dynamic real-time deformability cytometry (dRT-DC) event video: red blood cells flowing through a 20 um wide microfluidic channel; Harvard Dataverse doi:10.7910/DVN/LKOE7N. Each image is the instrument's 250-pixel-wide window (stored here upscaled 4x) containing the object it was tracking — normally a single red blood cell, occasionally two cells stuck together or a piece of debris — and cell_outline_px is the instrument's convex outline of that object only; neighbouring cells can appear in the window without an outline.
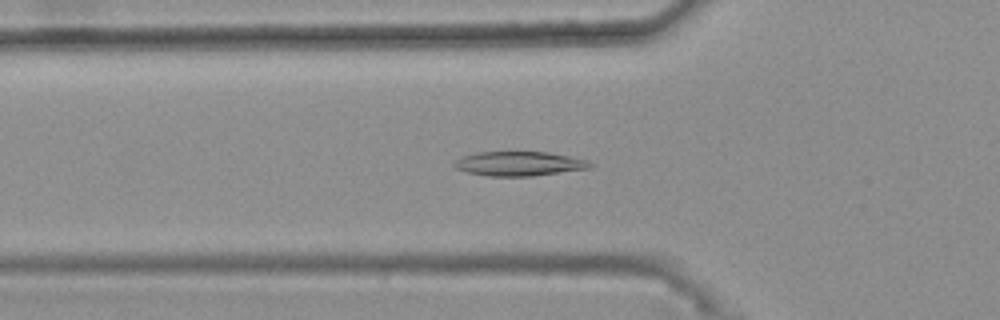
{"species": "common noctule bat (a hibernating species)", "species_latin": "Nyctalus noctula", "temperature_condition": "warm", "stored_images_in_passage": 40, "camera_frame_rate_fps": 3000, "um_per_image_px": 0.085, "animal": {"sex": "female", "body_mass_g": 25.1}, "frame": {"image": 1, "passage_image": 18, "time_ms": 5.667, "image_size_px": [1000, 320], "cell_outline_px": [[596, 164], [592, 168], [532, 176], [488, 176], [468, 172], [456, 168], [452, 164], [456, 160], [464, 156], [476, 152], [548, 152], [588, 160]], "centroid_in_image_um": [44.18, 13.91], "position_along_channel_um": 81.6, "area_um2": 19.31}}
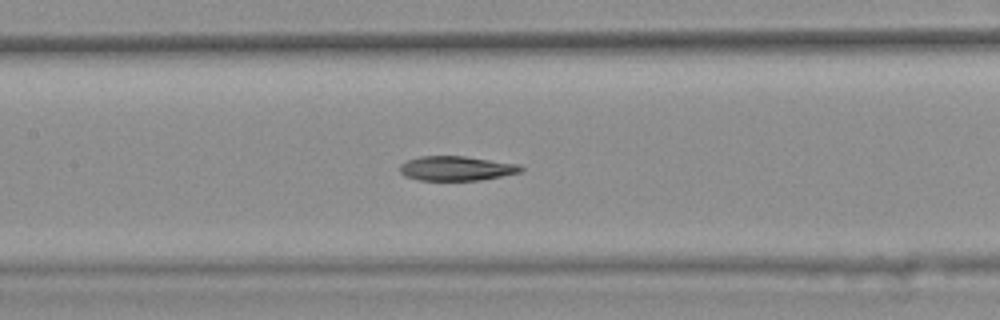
{"frame": {"image": 2, "passage_image": 25, "time_ms": 8.0, "image_size_px": [1000, 320], "cell_outline_px": [[524, 168], [520, 172], [480, 180], [420, 180], [404, 176], [400, 172], [400, 164], [408, 160], [420, 156], [464, 156], [520, 164]], "centroid_in_image_um": [38.78, 14.31], "position_along_channel_um": 168.6, "area_um2": 17.22}}
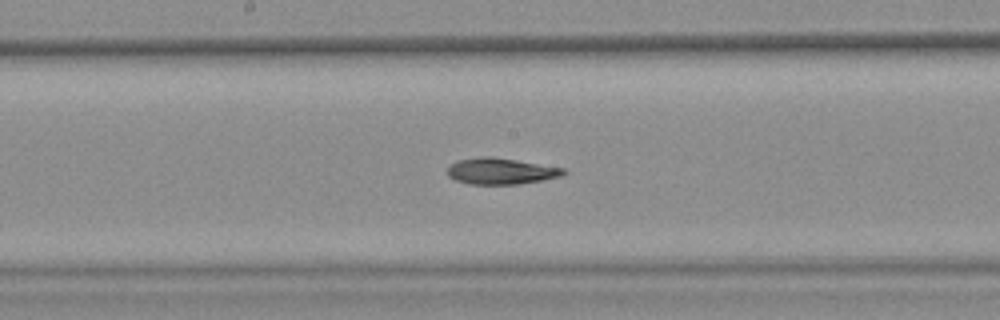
{"frame": {"image": 3, "passage_image": 28, "time_ms": 9.0, "image_size_px": [1000, 320], "cell_outline_px": [[568, 172], [560, 176], [520, 184], [472, 184], [456, 180], [448, 176], [448, 168], [456, 160], [480, 156], [492, 156], [564, 168]], "centroid_in_image_um": [42.56, 14.54], "position_along_channel_um": 205.6, "area_um2": 17.63}}